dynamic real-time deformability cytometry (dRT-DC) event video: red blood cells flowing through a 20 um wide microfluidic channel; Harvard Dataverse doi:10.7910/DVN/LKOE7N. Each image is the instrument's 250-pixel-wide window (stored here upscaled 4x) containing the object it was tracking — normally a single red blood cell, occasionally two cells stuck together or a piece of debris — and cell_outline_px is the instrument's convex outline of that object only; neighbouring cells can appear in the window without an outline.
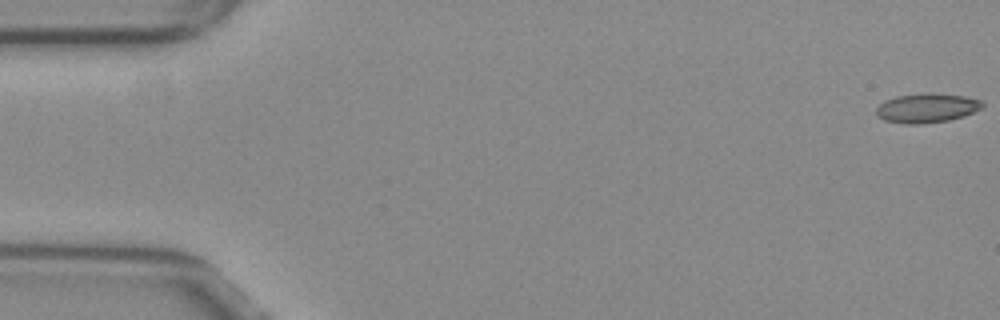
{"species": "common noctule bat (a hibernating species)", "species_latin": "Nyctalus noctula", "temperature_condition": "warm", "stored_images_in_passage": 10, "camera_frame_rate_fps": 3000, "um_per_image_px": 0.085, "animal": {"sex": "female", "body_mass_g": 29.2, "forearm_length_mm": 56.3}, "frame": {"image": 1, "passage_image": 1, "time_ms": 0.0, "image_size_px": [1000, 320], "cell_outline_px": [[984, 104], [980, 108], [964, 116], [948, 120], [920, 124], [904, 124], [884, 120], [876, 116], [876, 108], [884, 100], [896, 96], [924, 92], [932, 92], [964, 96], [980, 100]], "centroid_in_image_um": [78.73, 9.17], "position_along_channel_um": 6.3, "area_um2": 18.26}}